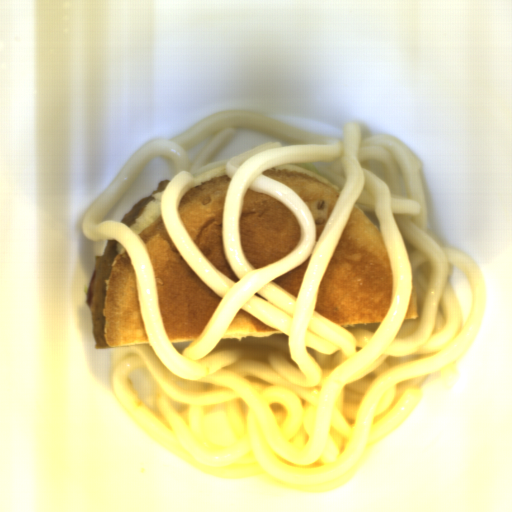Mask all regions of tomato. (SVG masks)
<instances>
[{
    "label": "tomato",
    "instance_id": "obj_1",
    "mask_svg": "<svg viewBox=\"0 0 512 512\" xmlns=\"http://www.w3.org/2000/svg\"><path fill=\"white\" fill-rule=\"evenodd\" d=\"M96 269H93L85 294L87 307L92 309Z\"/></svg>",
    "mask_w": 512,
    "mask_h": 512
}]
</instances>
